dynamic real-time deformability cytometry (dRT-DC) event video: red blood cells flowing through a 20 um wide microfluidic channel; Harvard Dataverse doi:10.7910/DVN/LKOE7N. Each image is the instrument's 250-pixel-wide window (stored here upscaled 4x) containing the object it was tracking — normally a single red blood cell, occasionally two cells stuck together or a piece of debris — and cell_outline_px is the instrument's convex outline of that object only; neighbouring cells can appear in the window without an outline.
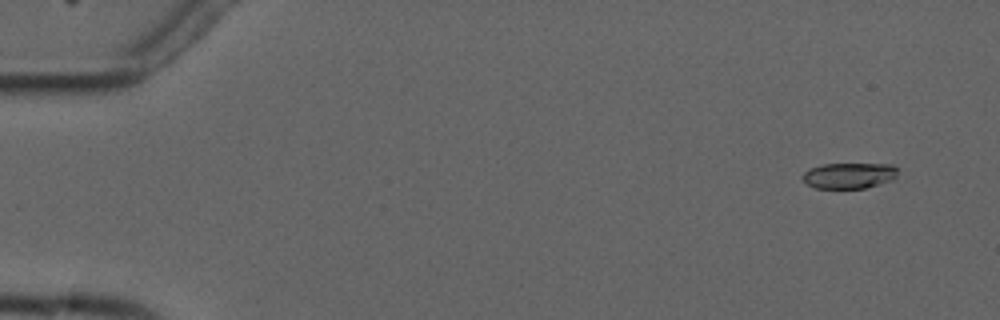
{"species": "common noctule bat (a hibernating species)", "species_latin": "Nyctalus noctula", "temperature_condition": "cold", "stored_images_in_passage": 5, "camera_frame_rate_fps": 3000, "um_per_image_px": 0.085, "animal": {"sex": "male", "forearm_length_mm": 52.5}, "frame": {"image": 1, "passage_image": 1, "time_ms": 0.0, "image_size_px": [1000, 320], "cell_outline_px": [[900, 168], [896, 176], [892, 180], [864, 188], [816, 188], [808, 184], [800, 176], [804, 172], [812, 168], [824, 164], [892, 164]], "centroid_in_image_um": [72.21, 14.91], "position_along_channel_um": 12.8, "area_um2": 14.28}}